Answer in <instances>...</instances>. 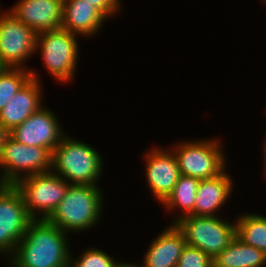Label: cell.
Listing matches in <instances>:
<instances>
[{"label":"cell","instance_id":"5","mask_svg":"<svg viewBox=\"0 0 266 267\" xmlns=\"http://www.w3.org/2000/svg\"><path fill=\"white\" fill-rule=\"evenodd\" d=\"M14 185L29 215L33 219L46 220L63 200L71 184L50 171L24 177Z\"/></svg>","mask_w":266,"mask_h":267},{"label":"cell","instance_id":"3","mask_svg":"<svg viewBox=\"0 0 266 267\" xmlns=\"http://www.w3.org/2000/svg\"><path fill=\"white\" fill-rule=\"evenodd\" d=\"M103 167L102 157L94 147L68 135L52 152L51 172L69 184L97 185L96 182L103 175Z\"/></svg>","mask_w":266,"mask_h":267},{"label":"cell","instance_id":"28","mask_svg":"<svg viewBox=\"0 0 266 267\" xmlns=\"http://www.w3.org/2000/svg\"><path fill=\"white\" fill-rule=\"evenodd\" d=\"M265 144H263L265 147H264V154H265V156H264V158H265V162H266V137H265ZM265 167H266V164H265Z\"/></svg>","mask_w":266,"mask_h":267},{"label":"cell","instance_id":"8","mask_svg":"<svg viewBox=\"0 0 266 267\" xmlns=\"http://www.w3.org/2000/svg\"><path fill=\"white\" fill-rule=\"evenodd\" d=\"M221 148V143L216 139L195 140L176 144L172 152L181 175L202 180L213 178L226 170V155Z\"/></svg>","mask_w":266,"mask_h":267},{"label":"cell","instance_id":"23","mask_svg":"<svg viewBox=\"0 0 266 267\" xmlns=\"http://www.w3.org/2000/svg\"><path fill=\"white\" fill-rule=\"evenodd\" d=\"M177 267H213V260L199 248L186 245Z\"/></svg>","mask_w":266,"mask_h":267},{"label":"cell","instance_id":"22","mask_svg":"<svg viewBox=\"0 0 266 267\" xmlns=\"http://www.w3.org/2000/svg\"><path fill=\"white\" fill-rule=\"evenodd\" d=\"M73 259L70 255L69 267H116L118 265L113 257L94 247L88 248L77 259Z\"/></svg>","mask_w":266,"mask_h":267},{"label":"cell","instance_id":"11","mask_svg":"<svg viewBox=\"0 0 266 267\" xmlns=\"http://www.w3.org/2000/svg\"><path fill=\"white\" fill-rule=\"evenodd\" d=\"M54 112L42 106L9 132L15 141L48 149L51 153L65 136Z\"/></svg>","mask_w":266,"mask_h":267},{"label":"cell","instance_id":"12","mask_svg":"<svg viewBox=\"0 0 266 267\" xmlns=\"http://www.w3.org/2000/svg\"><path fill=\"white\" fill-rule=\"evenodd\" d=\"M145 155V174L148 186L161 204L172 193L174 185L181 175L177 159L171 148L167 150L155 147Z\"/></svg>","mask_w":266,"mask_h":267},{"label":"cell","instance_id":"19","mask_svg":"<svg viewBox=\"0 0 266 267\" xmlns=\"http://www.w3.org/2000/svg\"><path fill=\"white\" fill-rule=\"evenodd\" d=\"M200 179L180 175L177 183L174 185L172 193L162 203L165 209L173 210L179 208L182 214L176 217L172 224H175L180 218L188 215H194V204L198 191Z\"/></svg>","mask_w":266,"mask_h":267},{"label":"cell","instance_id":"27","mask_svg":"<svg viewBox=\"0 0 266 267\" xmlns=\"http://www.w3.org/2000/svg\"><path fill=\"white\" fill-rule=\"evenodd\" d=\"M6 68V66L2 63L0 59V73Z\"/></svg>","mask_w":266,"mask_h":267},{"label":"cell","instance_id":"13","mask_svg":"<svg viewBox=\"0 0 266 267\" xmlns=\"http://www.w3.org/2000/svg\"><path fill=\"white\" fill-rule=\"evenodd\" d=\"M64 0H20L10 11L36 34L61 28Z\"/></svg>","mask_w":266,"mask_h":267},{"label":"cell","instance_id":"15","mask_svg":"<svg viewBox=\"0 0 266 267\" xmlns=\"http://www.w3.org/2000/svg\"><path fill=\"white\" fill-rule=\"evenodd\" d=\"M186 246L183 232L170 224L148 246L141 267H177L182 250Z\"/></svg>","mask_w":266,"mask_h":267},{"label":"cell","instance_id":"1","mask_svg":"<svg viewBox=\"0 0 266 267\" xmlns=\"http://www.w3.org/2000/svg\"><path fill=\"white\" fill-rule=\"evenodd\" d=\"M66 235L47 220L34 219L7 262L10 267H69Z\"/></svg>","mask_w":266,"mask_h":267},{"label":"cell","instance_id":"21","mask_svg":"<svg viewBox=\"0 0 266 267\" xmlns=\"http://www.w3.org/2000/svg\"><path fill=\"white\" fill-rule=\"evenodd\" d=\"M31 70L27 68L6 67L0 73V111L30 79Z\"/></svg>","mask_w":266,"mask_h":267},{"label":"cell","instance_id":"14","mask_svg":"<svg viewBox=\"0 0 266 267\" xmlns=\"http://www.w3.org/2000/svg\"><path fill=\"white\" fill-rule=\"evenodd\" d=\"M31 79L14 95L0 111V123L10 132L38 111L42 105V86L36 72Z\"/></svg>","mask_w":266,"mask_h":267},{"label":"cell","instance_id":"18","mask_svg":"<svg viewBox=\"0 0 266 267\" xmlns=\"http://www.w3.org/2000/svg\"><path fill=\"white\" fill-rule=\"evenodd\" d=\"M265 264L263 251L244 244L237 237L213 259V267H263Z\"/></svg>","mask_w":266,"mask_h":267},{"label":"cell","instance_id":"26","mask_svg":"<svg viewBox=\"0 0 266 267\" xmlns=\"http://www.w3.org/2000/svg\"><path fill=\"white\" fill-rule=\"evenodd\" d=\"M116 267H141L140 264L120 262Z\"/></svg>","mask_w":266,"mask_h":267},{"label":"cell","instance_id":"2","mask_svg":"<svg viewBox=\"0 0 266 267\" xmlns=\"http://www.w3.org/2000/svg\"><path fill=\"white\" fill-rule=\"evenodd\" d=\"M100 190L97 185L71 184L63 200L46 220L65 233L93 228L103 213L104 194Z\"/></svg>","mask_w":266,"mask_h":267},{"label":"cell","instance_id":"24","mask_svg":"<svg viewBox=\"0 0 266 267\" xmlns=\"http://www.w3.org/2000/svg\"><path fill=\"white\" fill-rule=\"evenodd\" d=\"M96 7L106 18L120 11V0H85Z\"/></svg>","mask_w":266,"mask_h":267},{"label":"cell","instance_id":"25","mask_svg":"<svg viewBox=\"0 0 266 267\" xmlns=\"http://www.w3.org/2000/svg\"><path fill=\"white\" fill-rule=\"evenodd\" d=\"M8 136L9 131L0 123V151Z\"/></svg>","mask_w":266,"mask_h":267},{"label":"cell","instance_id":"17","mask_svg":"<svg viewBox=\"0 0 266 267\" xmlns=\"http://www.w3.org/2000/svg\"><path fill=\"white\" fill-rule=\"evenodd\" d=\"M233 185L231 176L225 170L213 178L200 180L194 204V215L217 216V210L229 199Z\"/></svg>","mask_w":266,"mask_h":267},{"label":"cell","instance_id":"16","mask_svg":"<svg viewBox=\"0 0 266 267\" xmlns=\"http://www.w3.org/2000/svg\"><path fill=\"white\" fill-rule=\"evenodd\" d=\"M107 19L85 0H64L61 28L82 37H90L102 28Z\"/></svg>","mask_w":266,"mask_h":267},{"label":"cell","instance_id":"10","mask_svg":"<svg viewBox=\"0 0 266 267\" xmlns=\"http://www.w3.org/2000/svg\"><path fill=\"white\" fill-rule=\"evenodd\" d=\"M37 34L10 11H0V59L9 68H25L36 53Z\"/></svg>","mask_w":266,"mask_h":267},{"label":"cell","instance_id":"6","mask_svg":"<svg viewBox=\"0 0 266 267\" xmlns=\"http://www.w3.org/2000/svg\"><path fill=\"white\" fill-rule=\"evenodd\" d=\"M76 37L62 28L37 34L36 52L40 48L47 72L63 84L72 80L76 72L79 55Z\"/></svg>","mask_w":266,"mask_h":267},{"label":"cell","instance_id":"9","mask_svg":"<svg viewBox=\"0 0 266 267\" xmlns=\"http://www.w3.org/2000/svg\"><path fill=\"white\" fill-rule=\"evenodd\" d=\"M34 219L29 215L19 190L0 184V254L12 255Z\"/></svg>","mask_w":266,"mask_h":267},{"label":"cell","instance_id":"7","mask_svg":"<svg viewBox=\"0 0 266 267\" xmlns=\"http://www.w3.org/2000/svg\"><path fill=\"white\" fill-rule=\"evenodd\" d=\"M51 159L48 149L23 145L8 136L0 151V184L14 185L24 177L50 172Z\"/></svg>","mask_w":266,"mask_h":267},{"label":"cell","instance_id":"4","mask_svg":"<svg viewBox=\"0 0 266 267\" xmlns=\"http://www.w3.org/2000/svg\"><path fill=\"white\" fill-rule=\"evenodd\" d=\"M217 216L188 215L175 224L183 232L186 245L199 248L212 260L236 237V224Z\"/></svg>","mask_w":266,"mask_h":267},{"label":"cell","instance_id":"20","mask_svg":"<svg viewBox=\"0 0 266 267\" xmlns=\"http://www.w3.org/2000/svg\"><path fill=\"white\" fill-rule=\"evenodd\" d=\"M235 220L236 237L266 254V217L247 213L239 215Z\"/></svg>","mask_w":266,"mask_h":267}]
</instances>
